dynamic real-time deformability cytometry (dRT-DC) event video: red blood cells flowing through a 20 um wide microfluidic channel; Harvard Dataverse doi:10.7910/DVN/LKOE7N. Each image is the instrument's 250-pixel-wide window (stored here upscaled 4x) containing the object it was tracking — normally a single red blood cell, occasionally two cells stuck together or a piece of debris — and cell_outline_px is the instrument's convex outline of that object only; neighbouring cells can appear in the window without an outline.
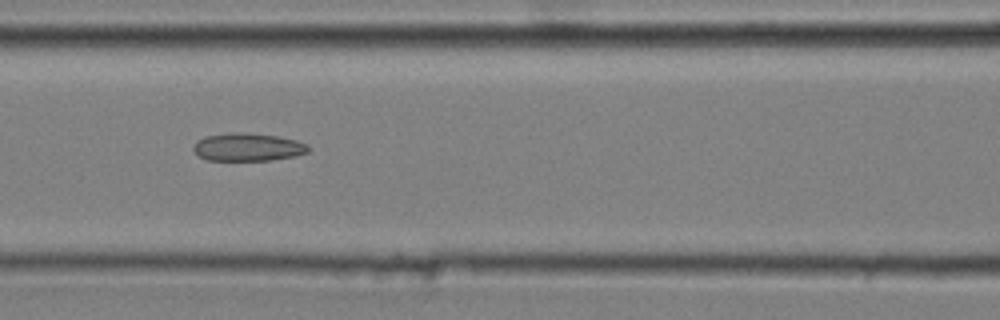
{"species": "common noctule bat (a hibernating species)", "species_latin": "Nyctalus noctula", "temperature_condition": "cold", "stored_images_in_passage": 13, "camera_frame_rate_fps": 3000, "um_per_image_px": 0.085, "animal": {"sex": "male", "body_mass_g": 20.4}, "frame": {"image": 1, "passage_image": 6, "time_ms": 1.667, "image_size_px": [1000, 320], "cell_outline_px": [[312, 148], [308, 152], [296, 156], [272, 160], [208, 160], [200, 156], [192, 148], [196, 140], [204, 136], [228, 132], [244, 132], [276, 136], [296, 140], [308, 144]], "centroid_in_image_um": [21.08, 12.49], "position_along_channel_um": 145.5, "area_um2": 18.9}}
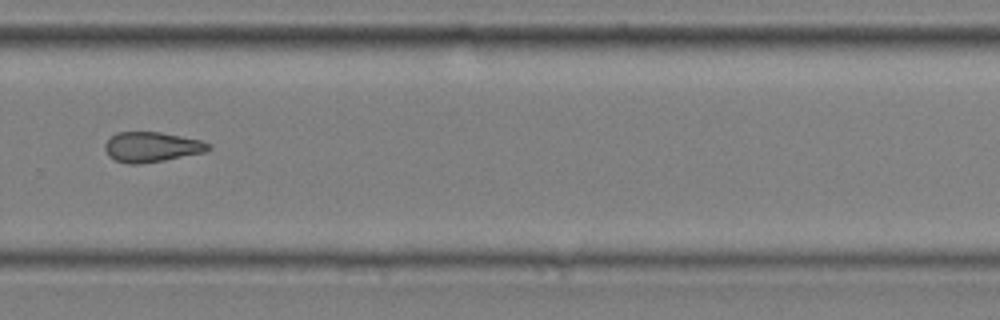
{"frame": {"image": 2, "passage_image": 10, "time_ms": 3.0, "image_size_px": [1000, 320], "cell_outline_px": [[212, 148], [204, 152], [164, 160], [140, 164], [128, 164], [116, 160], [108, 156], [104, 148], [104, 144], [116, 132], [160, 132], [200, 140], [212, 144]], "centroid_in_image_um": [12.88, 12.49], "position_along_channel_um": 316.9, "area_um2": 18.09}}
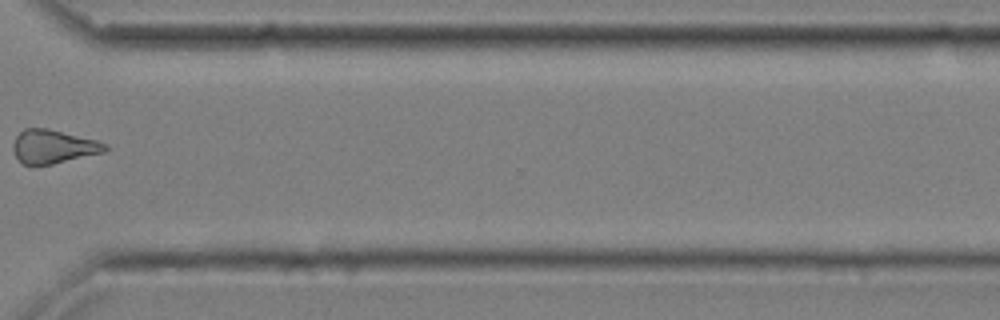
{"frame": {"image": 3, "passage_image": 11, "time_ms": 3.333, "image_size_px": [1000, 320], "cell_outline_px": [[108, 148], [104, 152], [52, 164], [24, 164], [16, 156], [12, 148], [12, 144], [16, 136], [24, 128], [48, 128], [96, 140], [108, 144]], "centroid_in_image_um": [4.53, 12.44], "position_along_channel_um": 366.1, "area_um2": 17.86}}